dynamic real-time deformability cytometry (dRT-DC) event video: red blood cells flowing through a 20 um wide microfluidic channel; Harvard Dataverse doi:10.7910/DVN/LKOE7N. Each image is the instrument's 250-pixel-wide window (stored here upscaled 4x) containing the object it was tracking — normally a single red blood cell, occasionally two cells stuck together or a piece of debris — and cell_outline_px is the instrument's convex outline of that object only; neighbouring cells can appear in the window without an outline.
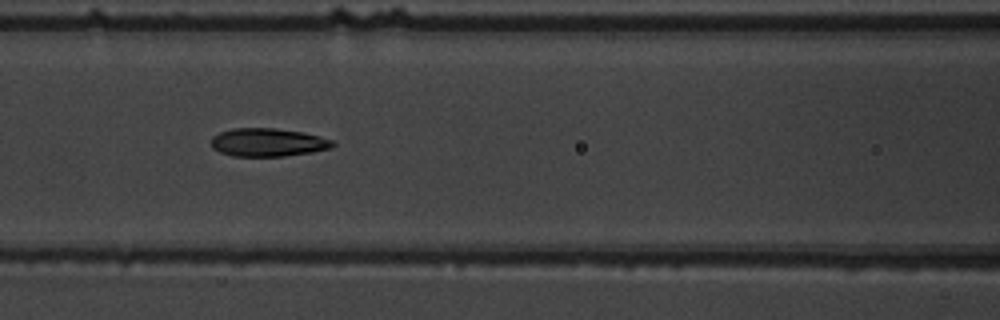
{"species": "common noctule bat (a hibernating species)", "species_latin": "Nyctalus noctula", "temperature_condition": "warm", "stored_images_in_passage": 9, "camera_frame_rate_fps": 3000, "um_per_image_px": 0.085, "animal": {"sex": "male", "body_mass_g": 19.5, "forearm_length_mm": 54.6}, "frame": {"image": 1, "passage_image": 8, "time_ms": 8.0, "image_size_px": [1000, 320], "cell_outline_px": [[336, 144], [332, 148], [312, 152], [284, 156], [232, 156], [220, 152], [212, 148], [212, 136], [220, 132], [232, 128], [276, 128], [300, 132], [320, 136], [332, 140]], "centroid_in_image_um": [22.77, 12.1], "position_along_channel_um": 143.8, "area_um2": 20.0}}
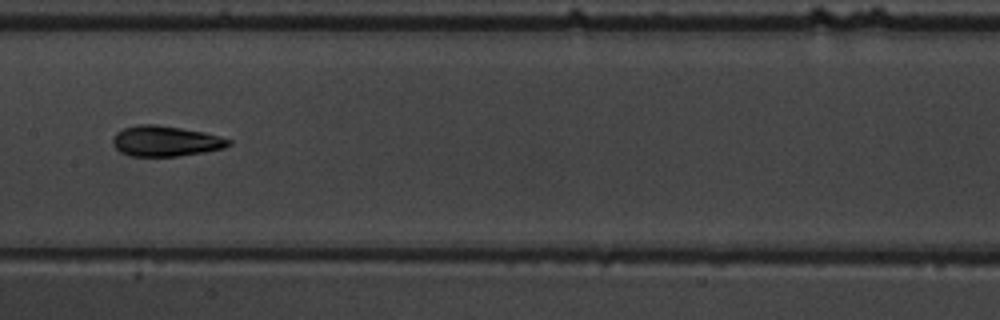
{"frame": {"image": 2, "passage_image": 9, "time_ms": 9.333, "image_size_px": [1000, 320], "cell_outline_px": [[232, 144], [224, 148], [204, 152], [180, 156], [128, 156], [120, 152], [112, 144], [112, 140], [116, 132], [124, 128], [136, 124], [156, 124], [204, 132], [220, 136], [232, 140]], "centroid_in_image_um": [14.07, 11.99], "position_along_channel_um": 193.3, "area_um2": 20.75}}